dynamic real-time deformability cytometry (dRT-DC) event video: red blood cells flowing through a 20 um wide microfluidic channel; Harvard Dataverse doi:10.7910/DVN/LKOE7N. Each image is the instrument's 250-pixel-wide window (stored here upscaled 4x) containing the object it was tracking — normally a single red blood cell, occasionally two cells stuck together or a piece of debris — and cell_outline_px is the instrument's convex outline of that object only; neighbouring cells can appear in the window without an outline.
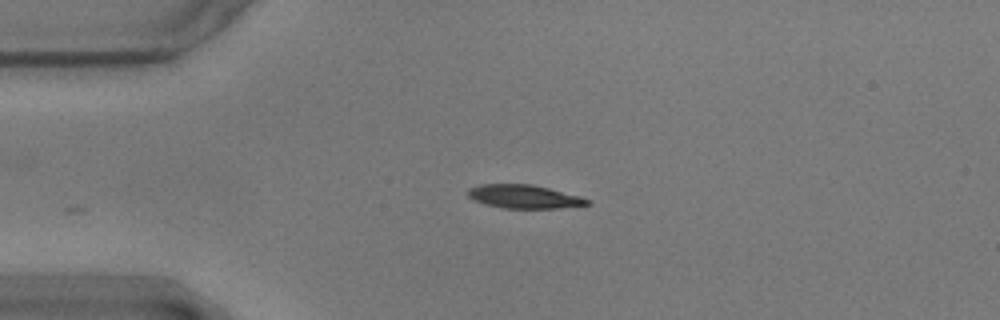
{"species": "common noctule bat (a hibernating species)", "species_latin": "Nyctalus noctula", "temperature_condition": "warm", "stored_images_in_passage": 34, "camera_frame_rate_fps": 3000, "um_per_image_px": 0.085, "animal": {"sex": "male", "body_mass_g": 17.9}, "frame": {"image": 1, "passage_image": 1, "time_ms": 0.0, "image_size_px": [1000, 320], "cell_outline_px": [[592, 204], [560, 208], [504, 208], [484, 204], [472, 200], [468, 196], [468, 188], [480, 184], [532, 184], [580, 196], [588, 200]], "centroid_in_image_um": [44.51, 16.71], "position_along_channel_um": 40.5, "area_um2": 16.36}}
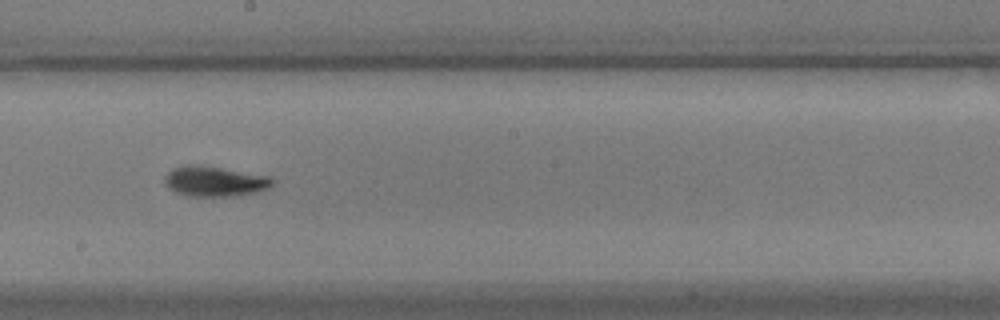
{"frame": {"image": 2, "passage_image": 19, "time_ms": 6.0, "image_size_px": [1000, 320], "cell_outline_px": [[276, 180], [268, 188], [252, 192], [232, 196], [188, 196], [176, 192], [168, 188], [164, 184], [164, 176], [172, 168], [184, 164], [200, 164], [272, 176]], "centroid_in_image_um": [18.21, 15.38], "position_along_channel_um": 230.0, "area_um2": 19.25}}
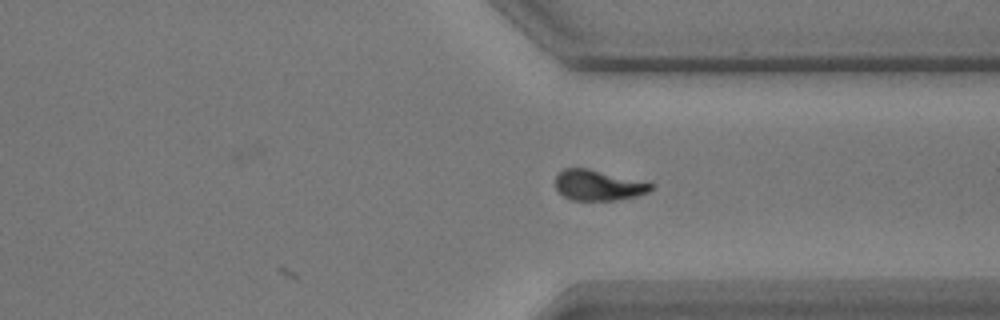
{"frame": {"image": 3, "passage_image": 30, "time_ms": 9.667, "image_size_px": [1000, 320], "cell_outline_px": [[656, 188], [648, 192], [636, 196], [616, 200], [572, 200], [564, 196], [556, 188], [556, 176], [564, 168], [588, 168], [656, 184]], "centroid_in_image_um": [50.9, 15.74], "position_along_channel_um": 360.5, "area_um2": 16.99}, "authors_computed_cell_mechanics": {"area_um2": 17.3111, "velocity_mm_per_s": 3.5617, "shape_relaxation_time_tau1_ms": 4.0944, "shape_relaxation_time_tau2_ms": 3.8759, "deformation_change_tau1": 0.1704, "deformation_change_tau2": 0.0892}}